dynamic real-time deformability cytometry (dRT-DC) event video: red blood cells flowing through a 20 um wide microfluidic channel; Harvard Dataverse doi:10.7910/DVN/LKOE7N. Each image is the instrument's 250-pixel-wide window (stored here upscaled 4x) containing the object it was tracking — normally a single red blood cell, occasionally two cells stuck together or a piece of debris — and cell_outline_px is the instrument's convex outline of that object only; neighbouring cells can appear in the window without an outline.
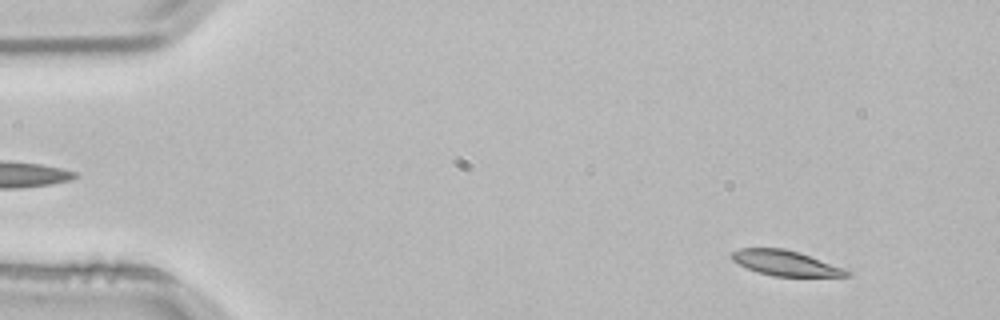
{"species": "common noctule bat (a hibernating species)", "species_latin": "Nyctalus noctula", "temperature_condition": "room temperature", "stored_images_in_passage": 3, "segment_of_instrument_passage": [1, 2], "camera_frame_rate_fps": 3000, "um_per_image_px": 0.085, "animal": {"sex": "male", "body_mass_g": 21.5, "forearm_length_mm": 52.0}, "frame": {"image": 1, "passage_image": 1, "time_ms": 0.0, "image_size_px": [1000, 320], "cell_outline_px": [[852, 272], [848, 276], [772, 276], [756, 272], [732, 260], [728, 256], [732, 252], [740, 248], [784, 248], [800, 252], [844, 268]], "centroid_in_image_um": [66.75, 22.35], "position_along_channel_um": 18.3, "area_um2": 16.94}}